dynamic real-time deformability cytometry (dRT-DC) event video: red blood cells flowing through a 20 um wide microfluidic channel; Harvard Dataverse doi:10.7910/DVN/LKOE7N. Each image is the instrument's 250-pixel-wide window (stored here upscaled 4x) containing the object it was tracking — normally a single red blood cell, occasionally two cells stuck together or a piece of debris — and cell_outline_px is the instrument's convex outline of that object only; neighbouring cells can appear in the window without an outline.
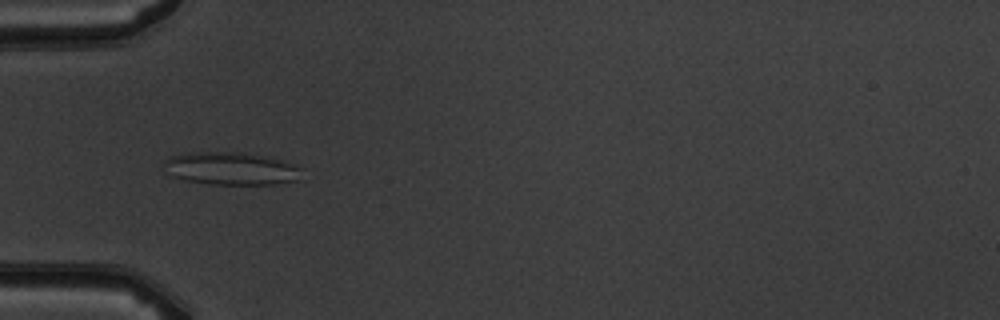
{"species": "common noctule bat (a hibernating species)", "species_latin": "Nyctalus noctula", "temperature_condition": "warm", "stored_images_in_passage": 7, "camera_frame_rate_fps": 3000, "um_per_image_px": 0.085, "animal": {"sex": "male", "body_mass_g": 19.5, "forearm_length_mm": 54.6}, "frame": {"image": 1, "passage_image": 6, "time_ms": 5.667, "image_size_px": [1000, 320], "cell_outline_px": [[304, 168], [296, 180], [276, 184], [208, 184], [184, 180], [172, 176], [164, 172], [164, 160], [172, 156], [196, 152], [240, 152], [268, 156]], "centroid_in_image_um": [19.62, 14.33], "position_along_channel_um": 65.4, "area_um2": 26.36}}
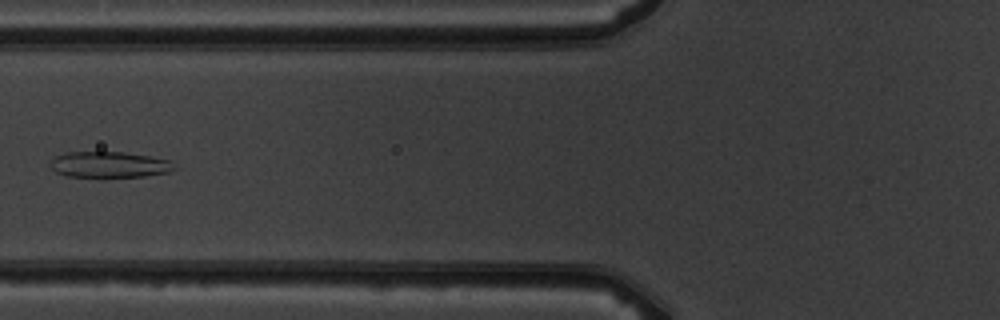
{"frame": {"image": 2, "passage_image": 7, "time_ms": 7.0, "image_size_px": [1000, 320], "cell_outline_px": [[176, 168], [172, 172], [144, 176], [68, 176], [56, 172], [52, 168], [52, 160], [56, 156], [64, 152], [124, 152], [172, 160]], "centroid_in_image_um": [9.36, 13.98], "position_along_channel_um": 116.4, "area_um2": 18.55}}